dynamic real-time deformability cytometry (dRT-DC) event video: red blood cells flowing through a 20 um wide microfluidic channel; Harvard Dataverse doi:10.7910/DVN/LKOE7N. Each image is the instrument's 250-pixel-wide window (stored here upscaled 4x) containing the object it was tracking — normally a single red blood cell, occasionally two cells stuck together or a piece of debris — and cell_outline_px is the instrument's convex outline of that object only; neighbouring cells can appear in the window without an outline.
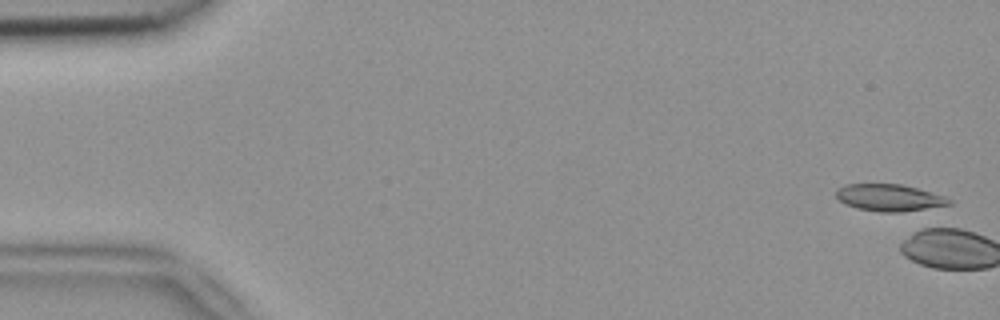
{"species": "common noctule bat (a hibernating species)", "species_latin": "Nyctalus noctula", "temperature_condition": "room temperature", "stored_images_in_passage": 4, "camera_frame_rate_fps": 3000, "um_per_image_px": 0.085, "animal": {"sex": "female", "body_mass_g": 18.4}, "frame": {"image": 1, "passage_image": 1, "time_ms": 0.0, "image_size_px": [1000, 320], "cell_outline_px": [[952, 204], [900, 212], [880, 212], [856, 208], [844, 204], [836, 196], [836, 192], [844, 184], [900, 184], [916, 188], [944, 196], [952, 200]], "centroid_in_image_um": [75.57, 16.8], "position_along_channel_um": 9.4, "area_um2": 17.51}}